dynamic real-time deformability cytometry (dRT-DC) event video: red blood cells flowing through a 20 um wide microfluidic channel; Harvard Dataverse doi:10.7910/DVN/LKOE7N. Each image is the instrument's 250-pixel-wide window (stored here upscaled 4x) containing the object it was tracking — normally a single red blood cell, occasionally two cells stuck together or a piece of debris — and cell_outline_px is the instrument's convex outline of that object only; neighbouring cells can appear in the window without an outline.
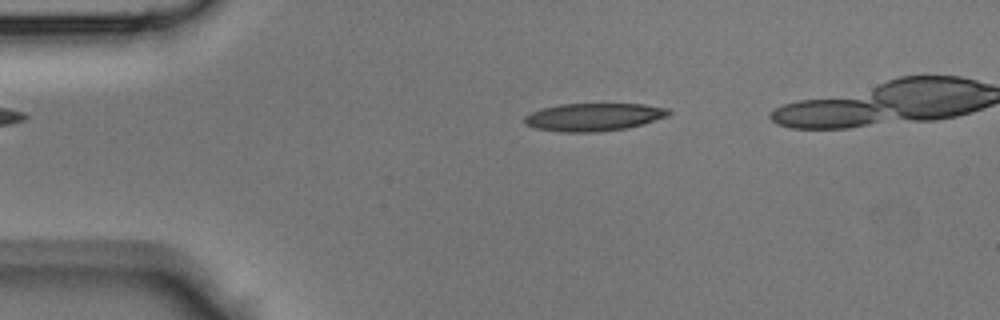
{"species": "Egyptian fruit bat (a non-hibernating species)", "species_latin": "Rousettus aegyptiacus", "temperature_condition": "room temperature", "stored_images_in_passage": 37, "camera_frame_rate_fps": 3000, "um_per_image_px": 0.085, "animal": {"sex": "male"}, "frame": {"image": 1, "passage_image": 8, "time_ms": 2.333, "image_size_px": [1000, 320], "cell_outline_px": [[672, 112], [668, 116], [628, 128], [596, 132], [560, 132], [536, 128], [524, 124], [524, 116], [532, 112], [544, 108], [560, 104], [644, 104], [668, 108]], "centroid_in_image_um": [50.47, 9.95], "position_along_channel_um": 34.5, "area_um2": 23.35}}
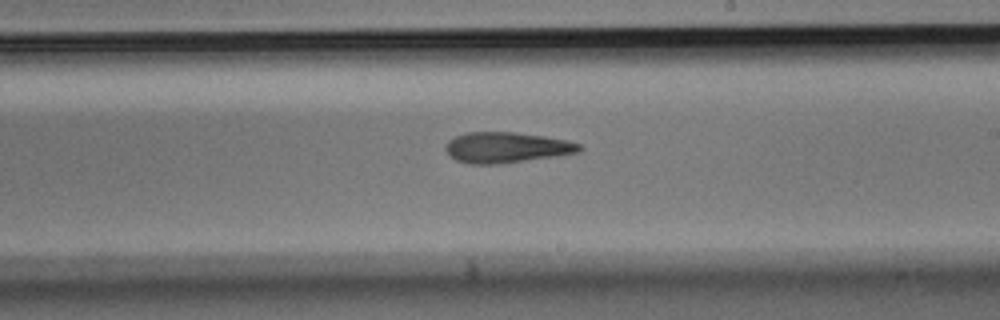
{"frame": {"image": 2, "passage_image": 24, "time_ms": 7.667, "image_size_px": [1000, 320], "cell_outline_px": [[584, 148], [580, 152], [556, 156], [500, 164], [468, 164], [456, 160], [448, 156], [444, 148], [448, 140], [456, 136], [468, 132], [512, 132], [544, 136], [568, 140], [580, 144]], "centroid_in_image_um": [43.04, 12.54], "position_along_channel_um": 246.0, "area_um2": 24.1}}
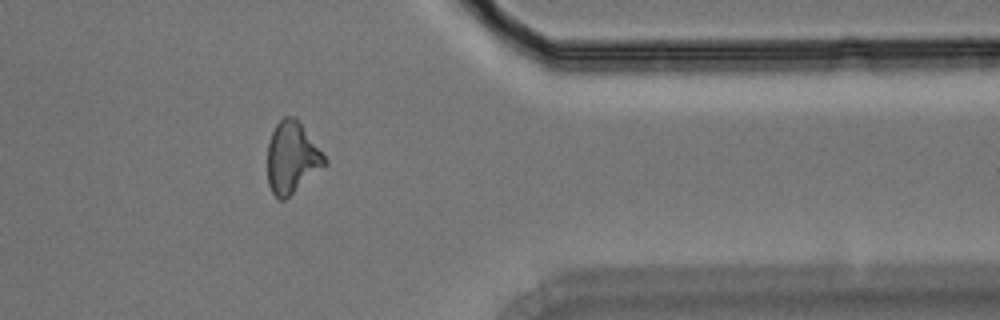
{"frame": {"image": 3, "passage_image": 34, "time_ms": 11.0, "image_size_px": [1000, 320], "cell_outline_px": [[328, 164], [284, 200], [276, 200], [268, 184], [268, 144], [272, 132], [276, 124], [284, 116], [296, 116], [328, 160]], "centroid_in_image_um": [24.82, 13.4], "position_along_channel_um": 386.6, "area_um2": 23.93}}